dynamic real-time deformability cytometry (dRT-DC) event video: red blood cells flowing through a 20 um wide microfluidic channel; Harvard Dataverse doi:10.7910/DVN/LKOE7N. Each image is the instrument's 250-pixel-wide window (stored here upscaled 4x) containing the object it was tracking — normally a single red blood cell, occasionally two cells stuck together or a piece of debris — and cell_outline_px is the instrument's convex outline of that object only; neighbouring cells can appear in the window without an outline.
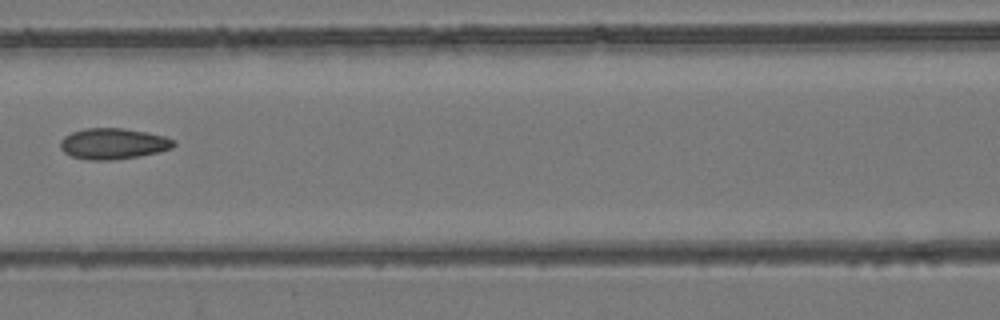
{"species": "common noctule bat (a hibernating species)", "species_latin": "Nyctalus noctula", "temperature_condition": "room temperature", "stored_images_in_passage": 9, "camera_frame_rate_fps": 3000, "um_per_image_px": 0.085, "animal": {"sex": "female", "body_mass_g": 24.6, "forearm_length_mm": 56.2}, "frame": {"image": 1, "passage_image": 7, "time_ms": 2.0, "image_size_px": [1000, 320], "cell_outline_px": [[176, 144], [172, 148], [160, 152], [140, 156], [112, 160], [88, 160], [72, 156], [64, 152], [60, 148], [60, 140], [64, 136], [72, 132], [84, 128], [124, 128], [148, 132], [164, 136], [176, 140]], "centroid_in_image_um": [9.64, 12.21], "position_along_channel_um": 157.0, "area_um2": 20.69}}
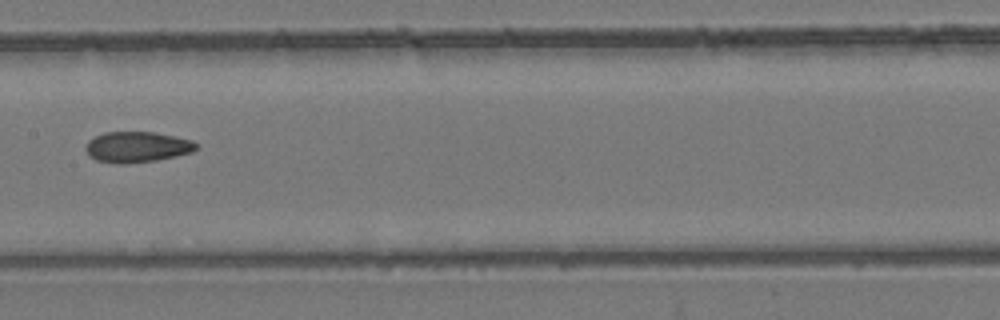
{"frame": {"image": 2, "passage_image": 8, "time_ms": 2.333, "image_size_px": [1000, 320], "cell_outline_px": [[196, 148], [192, 152], [176, 156], [156, 160], [124, 164], [116, 164], [96, 160], [88, 156], [84, 148], [88, 140], [104, 132], [152, 132], [192, 140], [196, 144]], "centroid_in_image_um": [11.59, 12.5], "position_along_channel_um": 195.8, "area_um2": 19.77}}
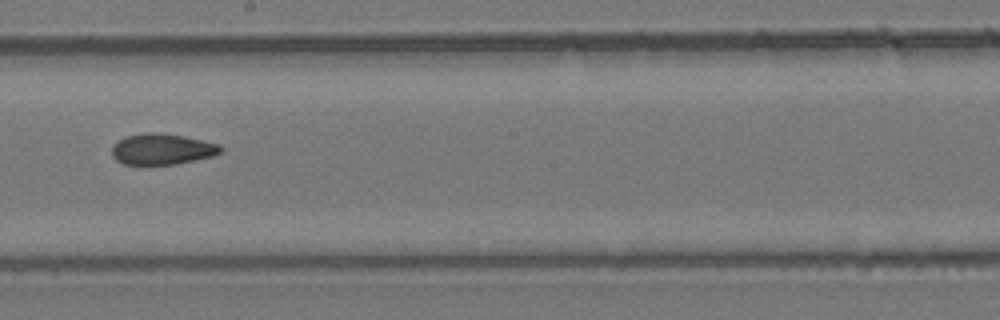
{"frame": {"image": 3, "passage_image": 9, "time_ms": 2.667, "image_size_px": [1000, 320], "cell_outline_px": [[224, 148], [220, 152], [212, 156], [196, 160], [176, 164], [124, 164], [116, 160], [112, 156], [112, 144], [116, 140], [124, 136], [148, 132], [152, 132], [184, 136], [204, 140], [220, 144]], "centroid_in_image_um": [13.76, 12.67], "position_along_channel_um": 234.4, "area_um2": 19.77}}